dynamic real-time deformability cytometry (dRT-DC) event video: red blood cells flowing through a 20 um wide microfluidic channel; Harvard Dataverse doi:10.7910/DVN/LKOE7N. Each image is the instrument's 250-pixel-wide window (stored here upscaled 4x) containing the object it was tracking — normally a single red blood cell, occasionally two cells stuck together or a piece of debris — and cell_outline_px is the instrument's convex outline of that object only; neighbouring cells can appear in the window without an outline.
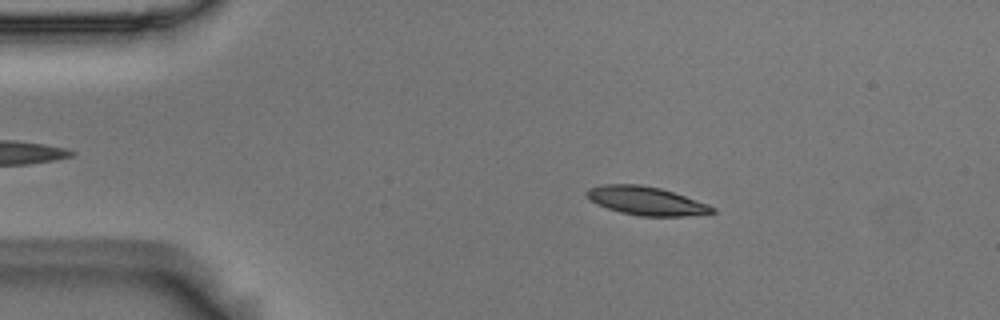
{"species": "Egyptian fruit bat (a non-hibernating species)", "species_latin": "Rousettus aegyptiacus", "temperature_condition": "room temperature", "stored_images_in_passage": 54, "camera_frame_rate_fps": 3000, "um_per_image_px": 0.085, "animal": {"sex": "male"}, "frame": {"image": 1, "passage_image": 9, "time_ms": 2.667, "image_size_px": [1000, 320], "cell_outline_px": [[716, 212], [684, 216], [640, 216], [620, 212], [608, 208], [592, 200], [584, 192], [588, 188], [604, 184], [640, 184], [660, 188], [708, 204], [716, 208]], "centroid_in_image_um": [54.93, 17.07], "position_along_channel_um": 30.1, "area_um2": 20.58}}
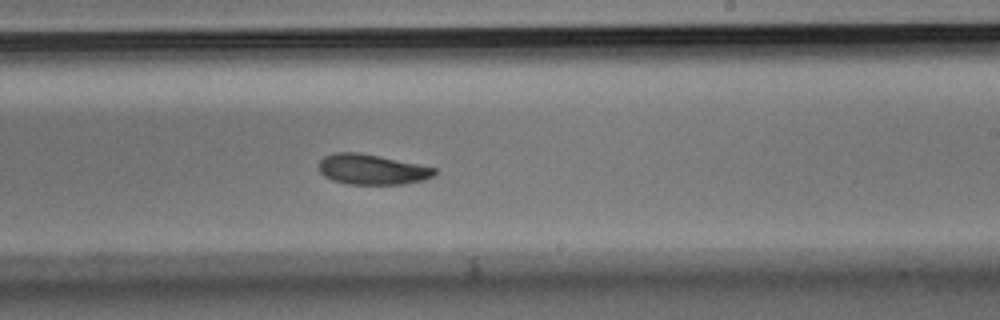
{"frame": {"image": 2, "passage_image": 32, "time_ms": 10.333, "image_size_px": [1000, 320], "cell_outline_px": [[436, 172], [432, 176], [424, 180], [404, 184], [348, 184], [332, 180], [324, 176], [320, 172], [320, 160], [324, 156], [336, 152], [360, 152], [380, 156], [436, 168]], "centroid_in_image_um": [31.6, 14.4], "position_along_channel_um": 257.4, "area_um2": 20.35}}
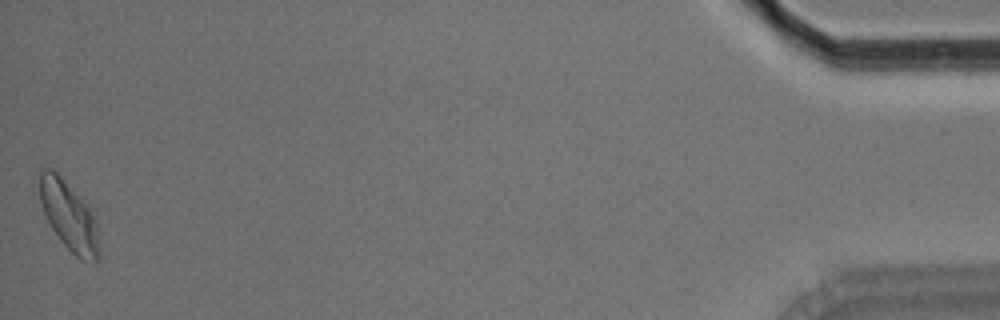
{"frame": {"image": 3, "passage_image": 54, "time_ms": 17.667, "image_size_px": [1000, 320], "cell_outline_px": [[100, 256], [92, 264], [80, 260], [60, 240], [52, 228], [44, 212], [40, 200], [40, 172], [44, 168], [52, 168], [60, 176], [88, 208], [96, 224], [100, 248]], "centroid_in_image_um": [5.87, 18.43], "position_along_channel_um": 429.3, "area_um2": 23.35}, "authors_computed_cell_mechanics": {"area_um2": 21.2126, "velocity_mm_per_s": 3.6367, "shape_relaxation_time_tau1_ms": 4.2496, "shape_relaxation_time_tau2_ms": 2.6508, "deformation_change_tau1": 0.137, "deformation_change_tau2": 0.0805}}